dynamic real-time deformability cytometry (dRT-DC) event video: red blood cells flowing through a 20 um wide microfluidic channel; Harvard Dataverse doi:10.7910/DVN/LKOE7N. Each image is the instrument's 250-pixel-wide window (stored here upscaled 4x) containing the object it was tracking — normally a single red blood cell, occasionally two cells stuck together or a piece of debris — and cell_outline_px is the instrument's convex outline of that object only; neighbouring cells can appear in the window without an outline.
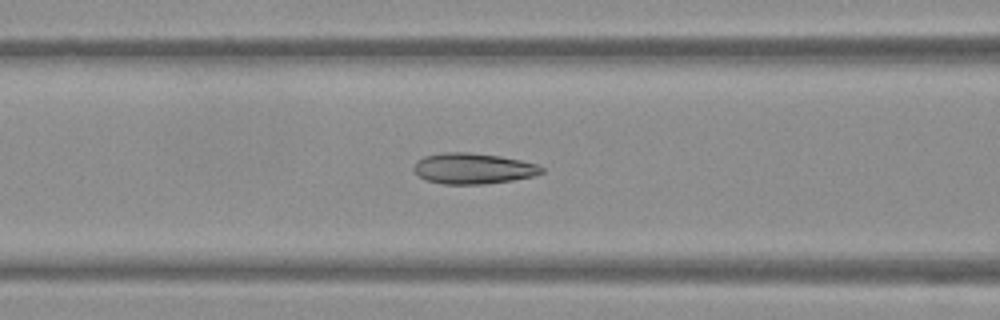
{"species": "Egyptian fruit bat (a non-hibernating species)", "species_latin": "Rousettus aegyptiacus", "temperature_condition": "warm", "stored_images_in_passage": 38, "segment_of_instrument_passage": [1, 2], "camera_frame_rate_fps": 3000, "um_per_image_px": 0.085, "frame": {"image": 1, "passage_image": 6, "time_ms": 1.667, "image_size_px": [1000, 320], "cell_outline_px": [[544, 172], [532, 176], [512, 180], [484, 184], [444, 184], [428, 180], [420, 176], [412, 168], [416, 160], [424, 156], [444, 152], [468, 152], [500, 156], [520, 160], [536, 164], [544, 168]], "centroid_in_image_um": [40.2, 14.31], "position_along_channel_um": 126.4, "area_um2": 22.83}}
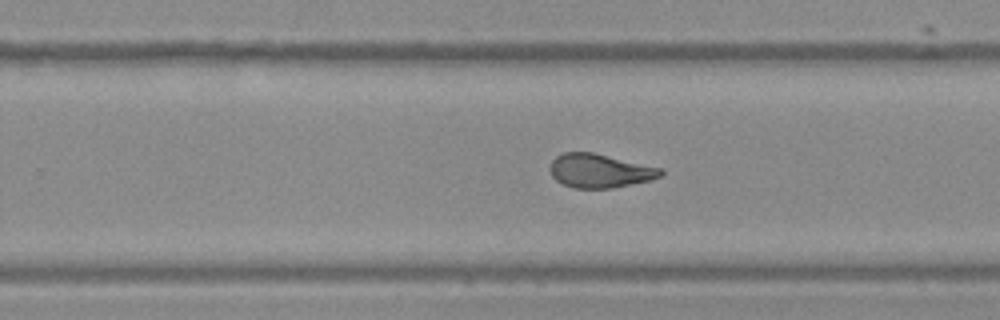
{"frame": {"image": 2, "passage_image": 18, "time_ms": 5.667, "image_size_px": [1000, 320], "cell_outline_px": [[664, 172], [660, 176], [652, 180], [612, 188], [572, 188], [556, 180], [552, 176], [548, 168], [552, 160], [556, 156], [564, 152], [592, 152], [664, 168]], "centroid_in_image_um": [50.99, 14.51], "position_along_channel_um": 278.8, "area_um2": 22.02}}
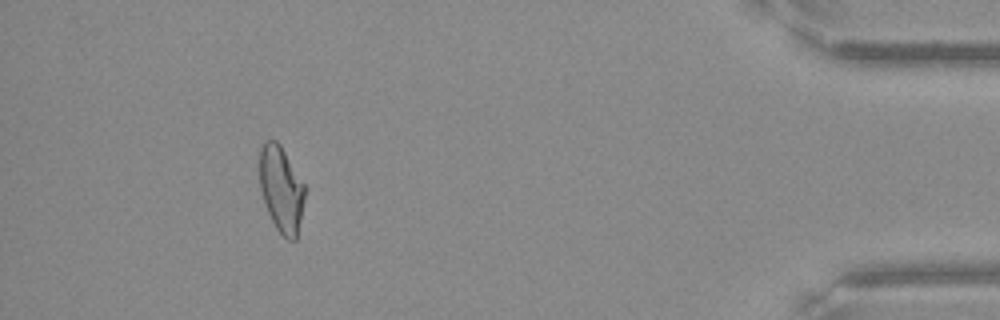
{"frame": {"image": 3, "passage_image": 33, "time_ms": 10.667, "image_size_px": [1000, 320], "cell_outline_px": [[304, 200], [296, 240], [288, 240], [276, 228], [268, 212], [260, 188], [260, 148], [264, 140], [276, 140], [280, 144], [304, 184]], "centroid_in_image_um": [23.9, 16.05], "position_along_channel_um": 411.3, "area_um2": 22.31}}